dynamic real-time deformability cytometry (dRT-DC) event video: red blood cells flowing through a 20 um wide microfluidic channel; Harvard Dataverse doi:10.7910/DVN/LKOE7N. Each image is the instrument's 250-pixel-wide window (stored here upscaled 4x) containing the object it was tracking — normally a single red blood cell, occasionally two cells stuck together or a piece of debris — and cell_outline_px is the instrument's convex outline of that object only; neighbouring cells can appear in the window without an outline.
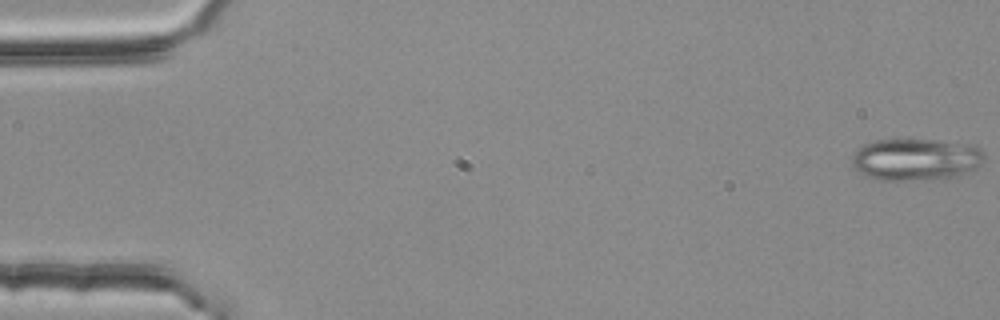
{"species": "common noctule bat (a hibernating species)", "species_latin": "Nyctalus noctula", "temperature_condition": "room temperature", "stored_images_in_passage": 55, "camera_frame_rate_fps": 3000, "um_per_image_px": 0.085, "animal": {"sex": "female", "body_mass_g": 25.1}, "frame": {"image": 1, "passage_image": 1, "time_ms": 0.0, "image_size_px": [1000, 320], "cell_outline_px": [[984, 160], [980, 164], [968, 172], [960, 176], [944, 180], [880, 180], [856, 172], [852, 168], [852, 156], [860, 148], [876, 140], [936, 140], [976, 144], [984, 152]], "centroid_in_image_um": [77.91, 13.57], "position_along_channel_um": 7.1, "area_um2": 32.83}}
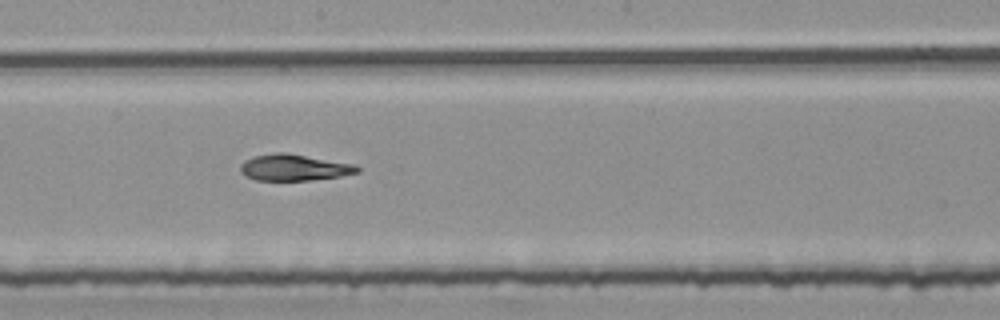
{"frame": {"image": 2, "passage_image": 30, "time_ms": 9.667, "image_size_px": [1000, 320], "cell_outline_px": [[360, 172], [340, 176], [312, 180], [256, 180], [244, 176], [240, 172], [240, 164], [244, 160], [252, 156], [276, 152], [288, 152], [356, 164], [360, 168]], "centroid_in_image_um": [24.99, 14.22], "position_along_channel_um": 223.2, "area_um2": 18.32}}
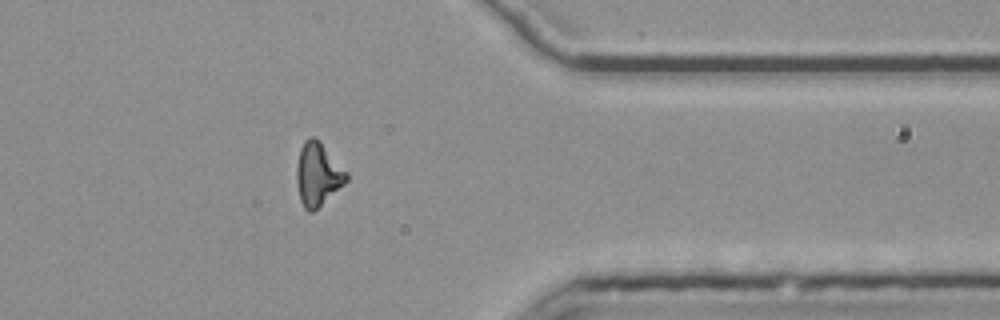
{"frame": {"image": 3, "passage_image": 44, "time_ms": 14.333, "image_size_px": [1000, 320], "cell_outline_px": [[348, 180], [344, 184], [312, 212], [308, 212], [304, 208], [300, 200], [296, 180], [296, 168], [300, 148], [304, 140], [308, 136], [312, 136], [348, 172]], "centroid_in_image_um": [26.99, 14.83], "position_along_channel_um": 384.4, "area_um2": 17.92}, "authors_computed_cell_mechanics": {"area_um2": 18.3804, "velocity_mm_per_s": 3.7838, "shape_relaxation_time_tau1_ms": 7.3766, "shape_relaxation_time_tau2_ms": 6.5765, "deformation_change_tau1": 0.2129, "deformation_change_tau2": 0.1331}}